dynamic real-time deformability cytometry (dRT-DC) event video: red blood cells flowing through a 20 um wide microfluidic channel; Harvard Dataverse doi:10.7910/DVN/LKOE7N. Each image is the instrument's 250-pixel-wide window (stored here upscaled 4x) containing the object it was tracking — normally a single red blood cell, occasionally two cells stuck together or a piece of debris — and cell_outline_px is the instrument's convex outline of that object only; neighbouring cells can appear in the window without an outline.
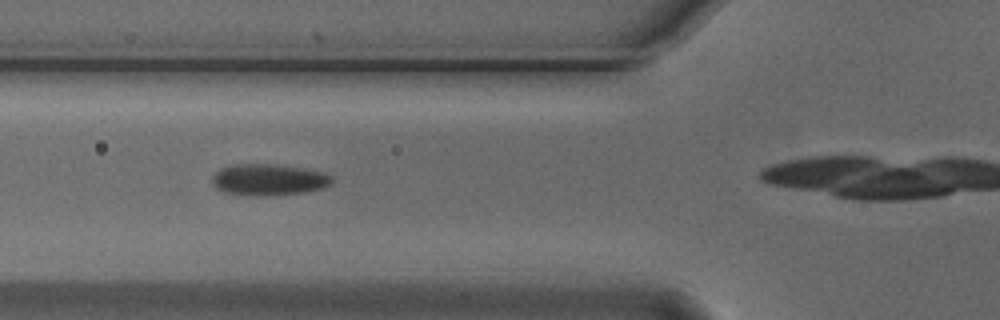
{"species": "Egyptian fruit bat (a non-hibernating species)", "species_latin": "Rousettus aegyptiacus", "temperature_condition": "cold", "stored_images_in_passage": 4, "camera_frame_rate_fps": 3000, "um_per_image_px": 0.085, "animal": {"sex": "male"}, "frame": {"image": 1, "passage_image": 3, "time_ms": 0.667, "image_size_px": [1000, 320], "cell_outline_px": [[332, 184], [324, 188], [304, 192], [260, 196], [256, 196], [224, 192], [216, 188], [212, 184], [212, 176], [220, 168], [228, 164], [272, 164], [304, 168], [324, 172], [332, 176]], "centroid_in_image_um": [22.83, 15.26], "position_along_channel_um": 103.0, "area_um2": 22.08}}